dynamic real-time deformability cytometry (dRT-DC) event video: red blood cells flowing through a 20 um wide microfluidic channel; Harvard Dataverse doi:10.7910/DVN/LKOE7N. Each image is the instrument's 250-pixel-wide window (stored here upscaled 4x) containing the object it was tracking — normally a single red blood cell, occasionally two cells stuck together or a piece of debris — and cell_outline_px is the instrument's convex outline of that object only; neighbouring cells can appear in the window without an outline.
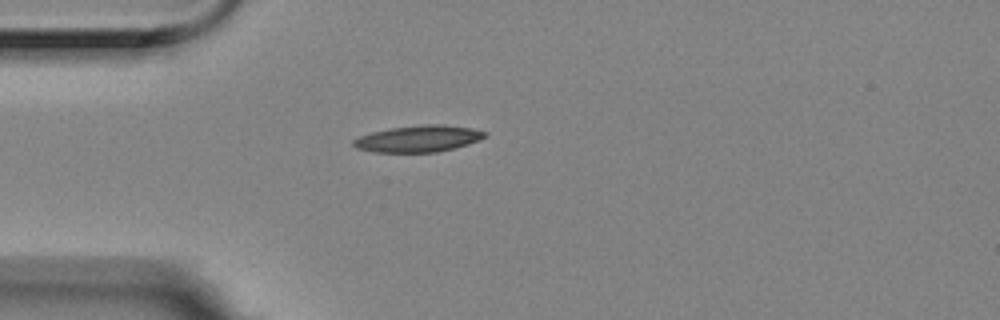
{"species": "Egyptian fruit bat (a non-hibernating species)", "species_latin": "Rousettus aegyptiacus", "temperature_condition": "room temperature", "stored_images_in_passage": 2, "camera_frame_rate_fps": 3000, "um_per_image_px": 0.085, "animal": {"sex": "female"}, "frame": {"image": 1, "passage_image": 1, "time_ms": 0.0, "image_size_px": [1000, 320], "cell_outline_px": [[488, 132], [484, 136], [468, 144], [436, 152], [372, 152], [356, 148], [352, 144], [352, 140], [360, 136], [372, 132], [392, 128], [424, 124], [440, 124], [472, 128]], "centroid_in_image_um": [35.52, 11.79], "position_along_channel_um": 49.5, "area_um2": 20.11}}